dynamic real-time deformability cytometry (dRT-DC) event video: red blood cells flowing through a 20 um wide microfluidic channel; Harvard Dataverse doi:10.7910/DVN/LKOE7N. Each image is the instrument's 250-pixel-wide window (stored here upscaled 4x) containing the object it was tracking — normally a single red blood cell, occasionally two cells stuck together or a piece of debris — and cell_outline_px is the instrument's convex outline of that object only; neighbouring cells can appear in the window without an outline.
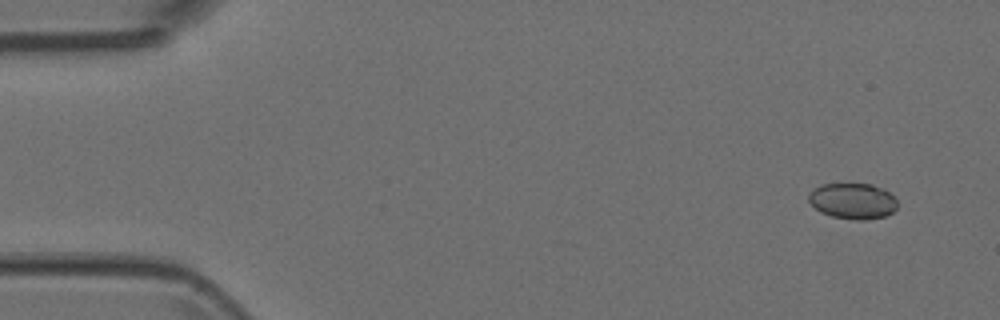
{"species": "Egyptian fruit bat (a non-hibernating species)", "species_latin": "Rousettus aegyptiacus", "temperature_condition": "room temperature", "stored_images_in_passage": 4, "camera_frame_rate_fps": 3000, "um_per_image_px": 0.085, "animal": {"sex": "female"}, "frame": {"image": 1, "passage_image": 1, "time_ms": 0.0, "image_size_px": [1000, 320], "cell_outline_px": [[896, 208], [892, 212], [884, 216], [864, 220], [860, 220], [832, 216], [820, 212], [808, 200], [808, 196], [812, 188], [820, 184], [872, 184], [884, 188], [896, 200]], "centroid_in_image_um": [72.46, 17.07], "position_along_channel_um": 12.5, "area_um2": 18.44}}